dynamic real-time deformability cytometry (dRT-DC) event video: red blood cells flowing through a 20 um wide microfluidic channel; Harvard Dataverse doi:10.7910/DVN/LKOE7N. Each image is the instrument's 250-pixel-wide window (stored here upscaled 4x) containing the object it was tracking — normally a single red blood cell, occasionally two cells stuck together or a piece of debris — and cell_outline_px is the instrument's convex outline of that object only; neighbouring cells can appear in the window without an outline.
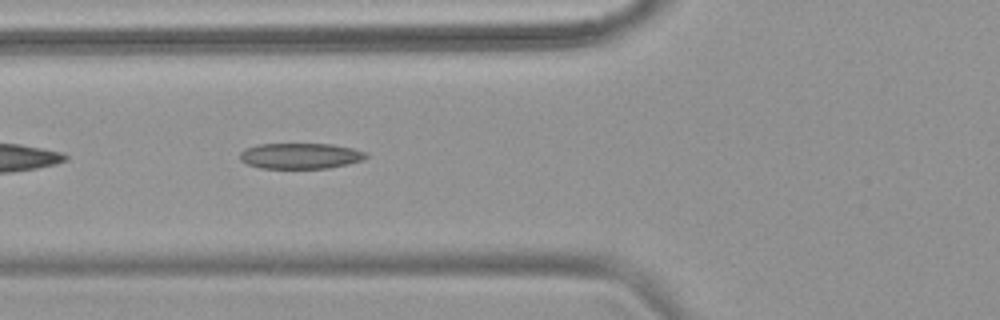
{"species": "common noctule bat (a hibernating species)", "species_latin": "Nyctalus noctula", "temperature_condition": "warm", "stored_images_in_passage": 14, "camera_frame_rate_fps": 3000, "um_per_image_px": 0.085, "animal": {"sex": "female", "body_mass_g": 18.4}, "frame": {"image": 1, "passage_image": 5, "time_ms": 1.333, "image_size_px": [1000, 320], "cell_outline_px": [[368, 156], [364, 160], [348, 164], [328, 168], [260, 168], [248, 164], [240, 160], [240, 152], [244, 148], [260, 144], [332, 144], [352, 148], [368, 152]], "centroid_in_image_um": [25.56, 13.25], "position_along_channel_um": 100.2, "area_um2": 19.02}}
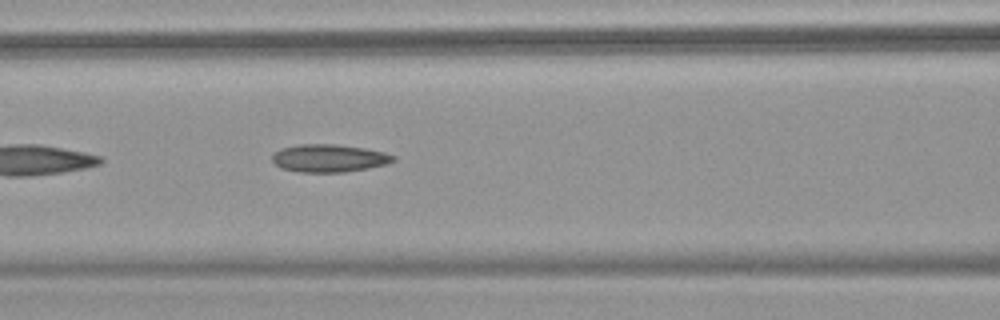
{"frame": {"image": 2, "passage_image": 8, "time_ms": 2.333, "image_size_px": [1000, 320], "cell_outline_px": [[396, 160], [388, 164], [368, 168], [344, 172], [300, 172], [280, 168], [272, 160], [272, 152], [280, 148], [300, 144], [336, 144], [364, 148], [384, 152], [396, 156]], "centroid_in_image_um": [27.96, 13.44], "position_along_channel_um": 138.6, "area_um2": 19.77}}
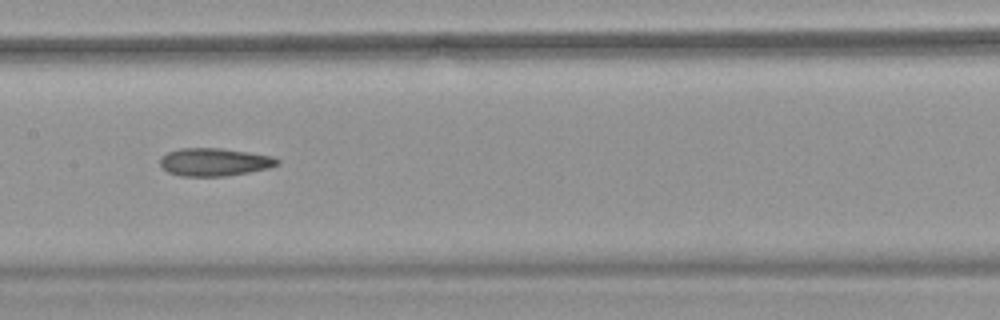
{"frame": {"image": 3, "passage_image": 12, "time_ms": 3.667, "image_size_px": [1000, 320], "cell_outline_px": [[280, 164], [268, 168], [228, 176], [180, 176], [168, 172], [160, 164], [160, 156], [168, 152], [180, 148], [220, 148], [248, 152], [272, 156], [280, 160]], "centroid_in_image_um": [18.22, 13.77], "position_along_channel_um": 189.2, "area_um2": 19.07}}